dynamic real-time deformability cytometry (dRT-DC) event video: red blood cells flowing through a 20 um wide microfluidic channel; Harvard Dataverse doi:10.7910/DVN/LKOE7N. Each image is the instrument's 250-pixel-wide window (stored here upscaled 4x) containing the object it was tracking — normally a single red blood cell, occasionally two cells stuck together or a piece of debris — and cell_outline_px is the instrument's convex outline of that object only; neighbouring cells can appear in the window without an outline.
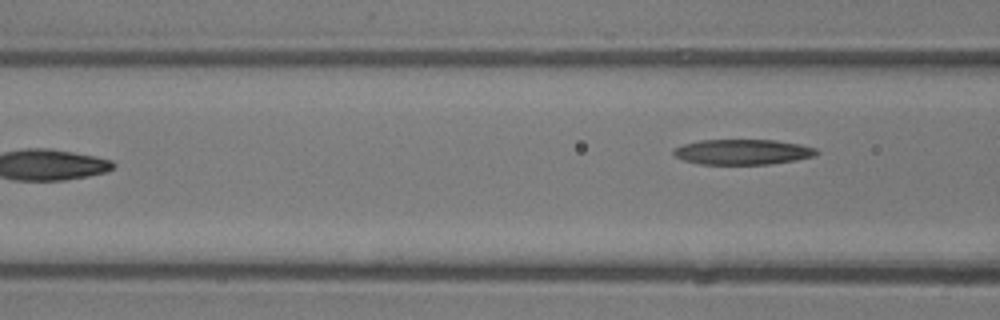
{"species": "common noctule bat (a hibernating species)", "species_latin": "Nyctalus noctula", "temperature_condition": "room temperature", "stored_images_in_passage": 6, "camera_frame_rate_fps": 3000, "um_per_image_px": 0.085, "animal": {"sex": "male", "body_mass_g": 13.3}, "frame": {"image": 1, "passage_image": 6, "time_ms": 5.667, "image_size_px": [1000, 320], "cell_outline_px": [[820, 152], [812, 156], [796, 160], [768, 164], [700, 164], [684, 160], [676, 156], [672, 152], [672, 148], [684, 144], [700, 140], [776, 140], [800, 144], [816, 148]], "centroid_in_image_um": [63.12, 12.91], "position_along_channel_um": 103.5, "area_um2": 21.04}}